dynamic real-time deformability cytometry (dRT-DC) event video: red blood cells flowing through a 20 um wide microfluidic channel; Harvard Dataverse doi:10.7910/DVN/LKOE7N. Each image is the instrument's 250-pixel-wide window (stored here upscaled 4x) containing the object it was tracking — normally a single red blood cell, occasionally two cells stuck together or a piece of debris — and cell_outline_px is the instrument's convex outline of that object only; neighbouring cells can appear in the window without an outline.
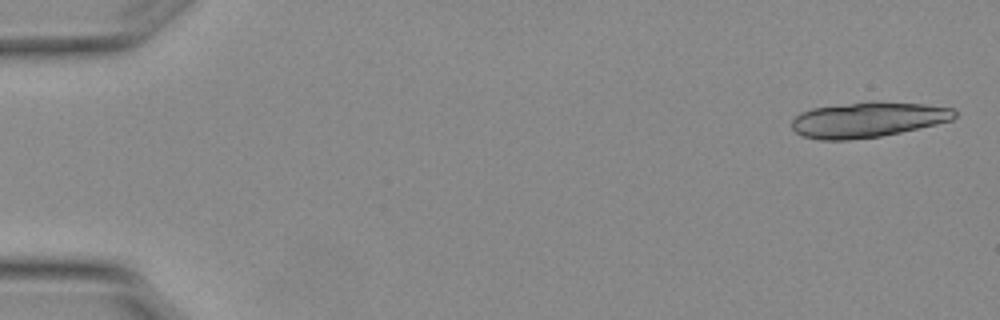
{"species": "Egyptian fruit bat (a non-hibernating species)", "species_latin": "Rousettus aegyptiacus", "temperature_condition": "warm", "stored_images_in_passage": 6, "camera_frame_rate_fps": 3000, "um_per_image_px": 0.085, "animal": {"sex": "female"}, "frame": {"image": 1, "passage_image": 1, "time_ms": 0.0, "image_size_px": [1000, 320], "cell_outline_px": [[956, 116], [952, 120], [936, 124], [900, 132], [880, 136], [848, 140], [820, 140], [804, 136], [796, 132], [792, 128], [792, 120], [800, 112], [812, 108], [852, 104], [924, 104], [952, 108], [956, 112]], "centroid_in_image_um": [73.73, 10.22], "position_along_channel_um": 11.3, "area_um2": 32.25}}